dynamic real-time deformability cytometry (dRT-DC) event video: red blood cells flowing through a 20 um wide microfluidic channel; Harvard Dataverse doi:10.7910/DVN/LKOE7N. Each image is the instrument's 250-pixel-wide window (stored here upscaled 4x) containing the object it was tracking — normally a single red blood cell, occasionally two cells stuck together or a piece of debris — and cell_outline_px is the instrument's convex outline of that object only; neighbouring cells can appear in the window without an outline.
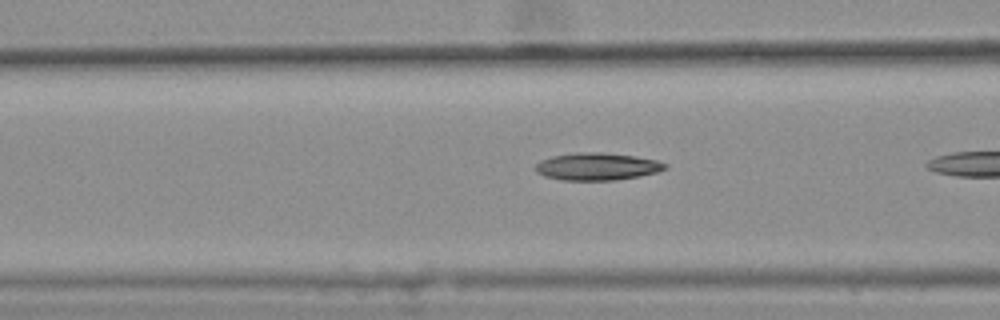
{"species": "common noctule bat (a hibernating species)", "species_latin": "Nyctalus noctula", "temperature_condition": "warm", "stored_images_in_passage": 10, "camera_frame_rate_fps": 3000, "um_per_image_px": 0.085, "animal": {"sex": "female", "body_mass_g": 25.1}, "frame": {"image": 1, "passage_image": 6, "time_ms": 1.667, "image_size_px": [1000, 320], "cell_outline_px": [[668, 168], [656, 172], [640, 176], [616, 180], [564, 180], [544, 176], [536, 172], [536, 164], [540, 160], [552, 156], [576, 152], [604, 152], [636, 156], [656, 160], [668, 164]], "centroid_in_image_um": [50.77, 14.14], "position_along_channel_um": 115.8, "area_um2": 20.81}}